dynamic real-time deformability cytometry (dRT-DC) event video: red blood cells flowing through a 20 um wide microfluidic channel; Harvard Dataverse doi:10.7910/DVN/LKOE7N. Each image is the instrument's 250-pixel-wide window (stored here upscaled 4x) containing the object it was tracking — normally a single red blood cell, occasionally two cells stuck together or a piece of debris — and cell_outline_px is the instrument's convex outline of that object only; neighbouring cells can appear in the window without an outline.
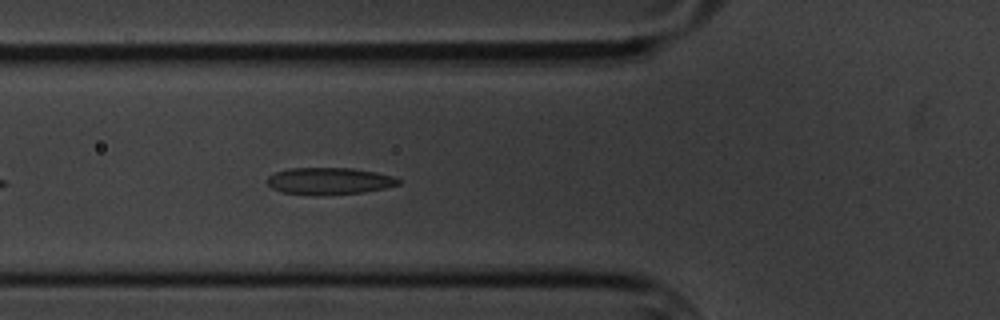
{"species": "common noctule bat (a hibernating species)", "species_latin": "Nyctalus noctula", "temperature_condition": "cold", "stored_images_in_passage": 37, "camera_frame_rate_fps": 3000, "um_per_image_px": 0.085, "animal": {"sex": "male", "body_mass_g": 20.1, "forearm_length_mm": 53.5}, "frame": {"image": 1, "passage_image": 8, "time_ms": 2.333, "image_size_px": [1000, 320], "cell_outline_px": [[400, 184], [384, 188], [360, 192], [320, 196], [316, 196], [280, 192], [272, 188], [268, 184], [268, 176], [276, 172], [288, 168], [352, 168], [376, 172], [392, 176], [400, 180]], "centroid_in_image_um": [27.95, 15.39], "position_along_channel_um": 97.9, "area_um2": 20.63}}
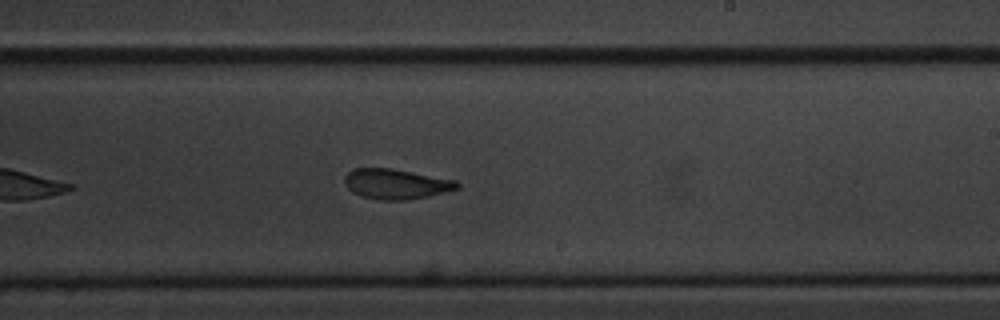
{"frame": {"image": 2, "passage_image": 22, "time_ms": 7.0, "image_size_px": [1000, 320], "cell_outline_px": [[460, 188], [428, 196], [404, 200], [376, 200], [360, 196], [352, 192], [344, 184], [344, 176], [352, 168], [392, 168], [456, 180], [460, 184]], "centroid_in_image_um": [33.63, 15.63], "position_along_channel_um": 255.4, "area_um2": 19.94}}
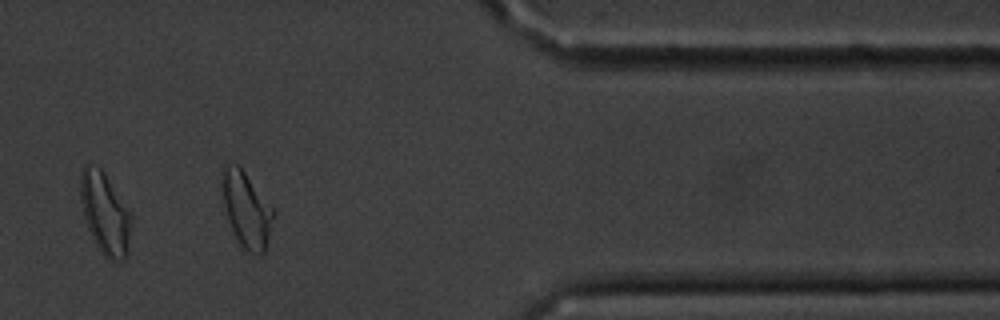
{"frame": {"image": 3, "passage_image": 36, "time_ms": 11.667, "image_size_px": [1000, 320], "cell_outline_px": [[132, 220], [128, 252], [124, 260], [108, 260], [104, 256], [96, 244], [88, 228], [84, 216], [80, 200], [80, 172], [84, 164], [88, 164], [100, 168], [104, 172], [128, 208], [132, 216]], "centroid_in_image_um": [8.93, 18.13], "position_along_channel_um": 402.5, "area_um2": 24.28}, "authors_computed_cell_mechanics": {"area_um2": 20.519, "velocity_mm_per_s": 3.3668, "shape_relaxation_time_tau1_ms": 3.6161, "shape_relaxation_time_tau2_ms": 1.7773, "deformation_change_tau1": 0.1302, "deformation_change_tau2": 0.0803}}